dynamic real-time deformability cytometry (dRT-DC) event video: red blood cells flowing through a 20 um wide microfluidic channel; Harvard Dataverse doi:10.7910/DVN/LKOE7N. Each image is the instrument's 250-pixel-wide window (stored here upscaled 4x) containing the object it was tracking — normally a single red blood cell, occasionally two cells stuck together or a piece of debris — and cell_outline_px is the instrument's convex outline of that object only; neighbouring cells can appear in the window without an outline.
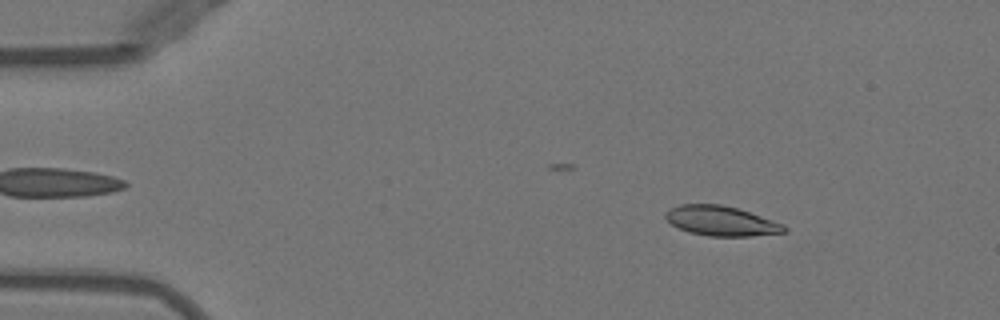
{"species": "Egyptian fruit bat (a non-hibernating species)", "species_latin": "Rousettus aegyptiacus", "temperature_condition": "warm", "stored_images_in_passage": 26, "camera_frame_rate_fps": 3000, "um_per_image_px": 0.085, "animal": {"sex": "female"}, "frame": {"image": 1, "passage_image": 7, "time_ms": 2.0, "image_size_px": [1000, 320], "cell_outline_px": [[788, 232], [752, 236], [708, 236], [688, 232], [672, 224], [664, 216], [664, 212], [680, 204], [720, 204], [736, 208], [784, 224], [788, 228]], "centroid_in_image_um": [61.31, 18.79], "position_along_channel_um": 23.7, "area_um2": 20.52}}
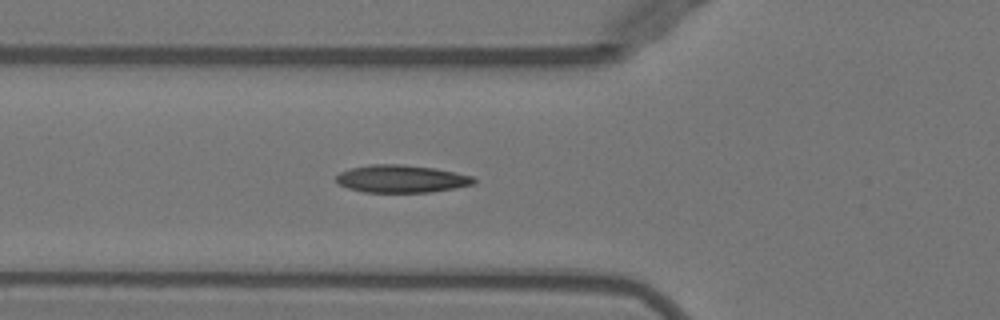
{"frame": {"image": 2, "passage_image": 18, "time_ms": 5.667, "image_size_px": [1000, 320], "cell_outline_px": [[476, 184], [456, 188], [432, 192], [364, 192], [348, 188], [336, 184], [336, 176], [340, 172], [348, 168], [372, 164], [400, 164], [432, 168], [472, 176], [476, 180]], "centroid_in_image_um": [34.08, 15.2], "position_along_channel_um": 91.7, "area_um2": 22.2}}
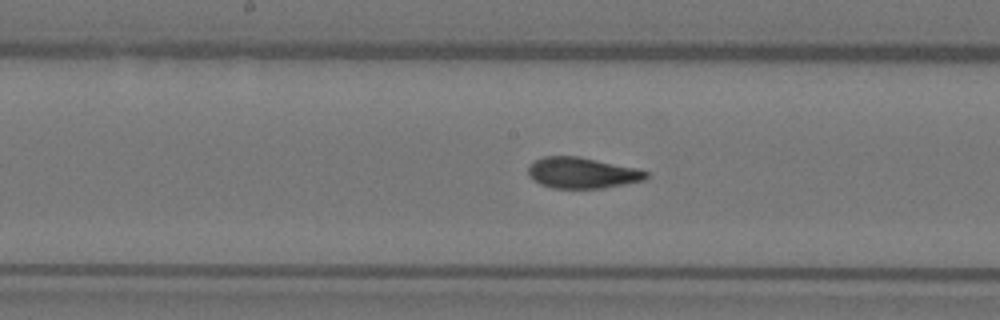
{"frame": {"image": 3, "passage_image": 26, "time_ms": 8.333, "image_size_px": [1000, 320], "cell_outline_px": [[648, 176], [644, 180], [604, 188], [552, 188], [540, 184], [532, 180], [528, 172], [528, 168], [536, 160], [544, 156], [576, 156], [636, 168], [648, 172]], "centroid_in_image_um": [49.47, 14.7], "position_along_channel_um": 198.7, "area_um2": 21.04}}